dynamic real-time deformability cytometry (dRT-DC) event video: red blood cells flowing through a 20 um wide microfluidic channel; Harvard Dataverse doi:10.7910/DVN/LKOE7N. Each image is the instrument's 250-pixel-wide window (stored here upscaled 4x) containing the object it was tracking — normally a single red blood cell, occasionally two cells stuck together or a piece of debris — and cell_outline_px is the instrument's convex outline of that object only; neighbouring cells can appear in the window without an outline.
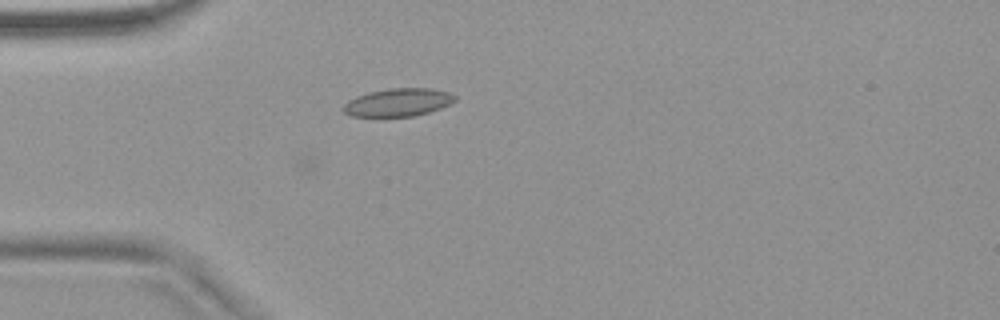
{"species": "common noctule bat (a hibernating species)", "species_latin": "Nyctalus noctula", "temperature_condition": "warm", "stored_images_in_passage": 39, "camera_frame_rate_fps": 3000, "um_per_image_px": 0.085, "animal": {"sex": "female", "body_mass_g": 18.4}, "frame": {"image": 1, "passage_image": 1, "time_ms": 0.0, "image_size_px": [1000, 320], "cell_outline_px": [[456, 100], [440, 108], [428, 112], [412, 116], [352, 116], [344, 112], [340, 108], [348, 100], [356, 96], [368, 92], [388, 88], [432, 88], [448, 92], [456, 96]], "centroid_in_image_um": [33.8, 8.69], "position_along_channel_um": 51.2, "area_um2": 18.15}}
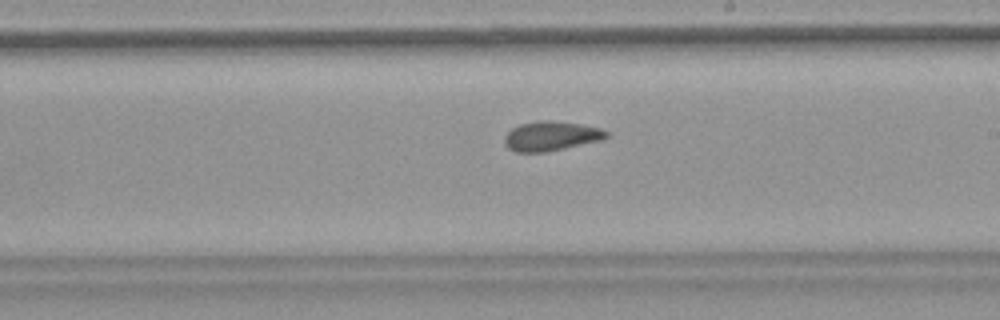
{"frame": {"image": 2, "passage_image": 17, "time_ms": 5.333, "image_size_px": [1000, 320], "cell_outline_px": [[608, 136], [604, 140], [548, 152], [516, 152], [508, 148], [504, 144], [504, 136], [512, 128], [520, 124], [540, 120], [552, 120], [580, 124], [600, 128], [608, 132]], "centroid_in_image_um": [46.85, 11.57], "position_along_channel_um": 242.2, "area_um2": 17.74}}
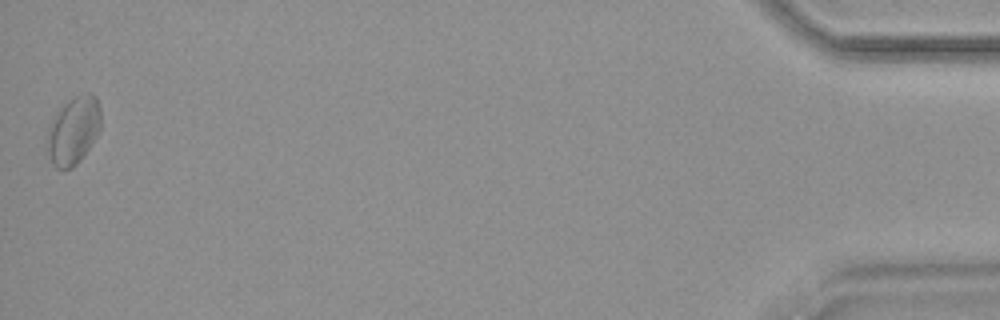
{"frame": {"image": 3, "passage_image": 39, "time_ms": 12.667, "image_size_px": [1000, 320], "cell_outline_px": [[100, 132], [80, 160], [72, 168], [64, 172], [56, 168], [52, 164], [48, 152], [48, 128], [60, 108], [68, 100], [84, 92], [92, 92], [96, 96], [100, 108]], "centroid_in_image_um": [6.26, 11.1], "position_along_channel_um": 428.9, "area_um2": 21.27}, "authors_computed_cell_mechanics": {"area_um2": 17.6868, "velocity_mm_per_s": 3.8005, "shape_relaxation_time_tau1_ms": null, "shape_relaxation_time_tau2_ms": 2.9726, "deformation_change_tau1": null, "deformation_change_tau2": 0.0788}}